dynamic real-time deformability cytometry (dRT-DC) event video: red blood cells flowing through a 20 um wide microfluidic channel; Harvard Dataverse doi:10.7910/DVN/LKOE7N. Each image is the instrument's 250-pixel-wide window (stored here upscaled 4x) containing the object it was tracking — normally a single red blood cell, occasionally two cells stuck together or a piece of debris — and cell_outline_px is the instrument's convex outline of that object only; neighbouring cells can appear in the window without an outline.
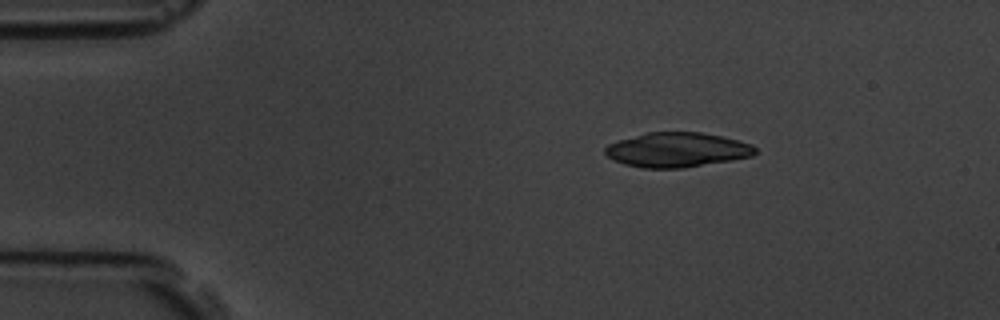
{"species": "common noctule bat (a hibernating species)", "species_latin": "Nyctalus noctula", "temperature_condition": "room temperature", "stored_images_in_passage": 2, "camera_frame_rate_fps": 3000, "um_per_image_px": 0.085, "animal": {"sex": "male", "body_mass_g": 19.5, "forearm_length_mm": 54.6}, "frame": {"image": 1, "passage_image": 1, "time_ms": 0.0, "image_size_px": [1000, 320], "cell_outline_px": [[756, 152], [752, 156], [732, 160], [680, 168], [644, 168], [624, 164], [608, 156], [604, 152], [604, 148], [608, 144], [616, 140], [648, 132], [700, 132], [720, 136], [752, 144], [756, 148]], "centroid_in_image_um": [57.53, 12.73], "position_along_channel_um": 27.5, "area_um2": 30.11}}